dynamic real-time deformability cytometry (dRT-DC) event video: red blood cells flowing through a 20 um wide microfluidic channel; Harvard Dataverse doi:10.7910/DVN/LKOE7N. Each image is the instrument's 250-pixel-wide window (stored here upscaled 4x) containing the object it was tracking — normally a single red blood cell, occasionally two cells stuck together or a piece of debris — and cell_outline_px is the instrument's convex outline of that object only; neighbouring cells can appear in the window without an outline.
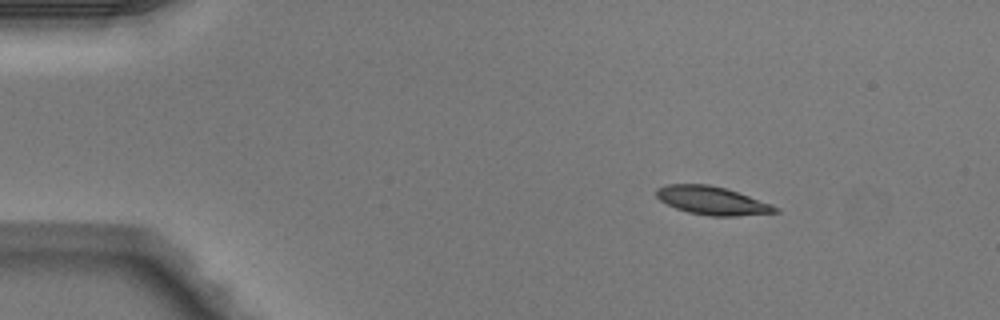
{"species": "Egyptian fruit bat (a non-hibernating species)", "species_latin": "Rousettus aegyptiacus", "temperature_condition": "warm", "stored_images_in_passage": 43, "camera_frame_rate_fps": 3000, "um_per_image_px": 0.085, "animal": {"sex": "male"}, "frame": {"image": 1, "passage_image": 1, "time_ms": 0.0, "image_size_px": [1000, 320], "cell_outline_px": [[780, 212], [736, 216], [708, 216], [688, 212], [676, 208], [660, 200], [656, 196], [656, 188], [668, 184], [708, 184], [724, 188], [772, 204], [780, 208]], "centroid_in_image_um": [60.53, 17.06], "position_along_channel_um": 24.5, "area_um2": 19.48}}
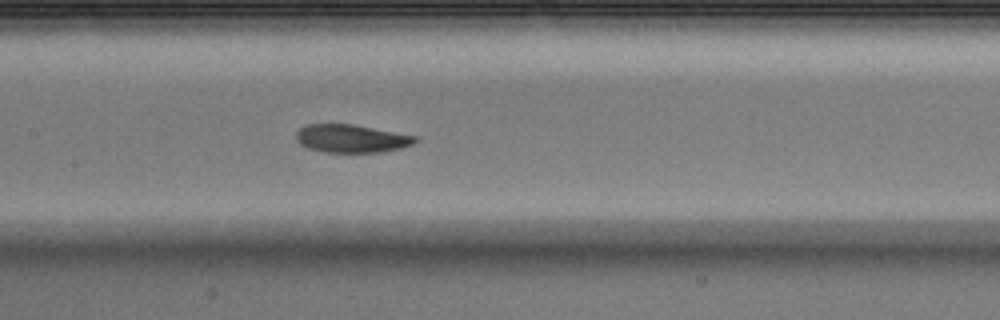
{"frame": {"image": 2, "passage_image": 18, "time_ms": 5.667, "image_size_px": [1000, 320], "cell_outline_px": [[420, 140], [412, 144], [400, 148], [380, 152], [324, 152], [308, 148], [300, 144], [296, 140], [296, 132], [300, 128], [308, 124], [352, 124], [420, 136]], "centroid_in_image_um": [29.9, 11.77], "position_along_channel_um": 177.5, "area_um2": 19.59}}
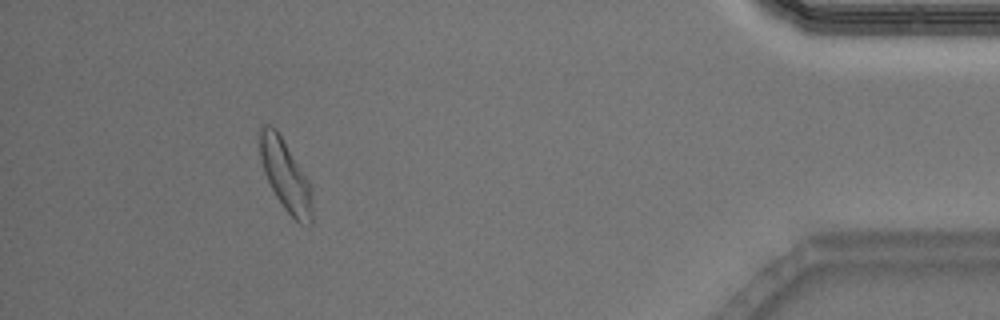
{"frame": {"image": 3, "passage_image": 39, "time_ms": 12.667, "image_size_px": [1000, 320], "cell_outline_px": [[312, 224], [300, 224], [284, 208], [276, 196], [264, 172], [260, 156], [260, 124], [268, 124], [276, 128], [308, 180], [312, 192]], "centroid_in_image_um": [24.27, 14.91], "position_along_channel_um": 410.9, "area_um2": 21.33}, "authors_computed_cell_mechanics": {"area_um2": 20.23, "velocity_mm_per_s": 4.1043, "shape_relaxation_time_tau1_ms": 4.3055, "shape_relaxation_time_tau2_ms": 11.3086, "deformation_change_tau1": 0.1376, "deformation_change_tau2": 0.1934}}